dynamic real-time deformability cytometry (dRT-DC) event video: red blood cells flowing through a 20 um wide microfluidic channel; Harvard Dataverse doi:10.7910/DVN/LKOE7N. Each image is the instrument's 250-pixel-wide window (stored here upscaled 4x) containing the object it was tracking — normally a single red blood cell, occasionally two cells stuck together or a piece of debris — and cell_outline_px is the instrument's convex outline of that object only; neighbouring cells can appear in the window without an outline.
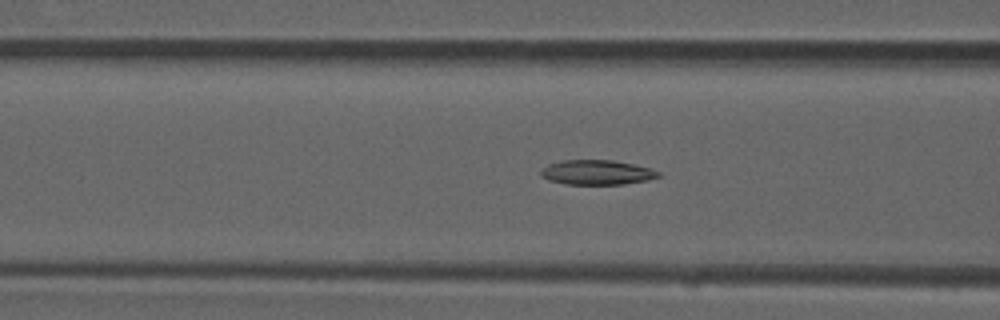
{"species": "common noctule bat (a hibernating species)", "species_latin": "Nyctalus noctula", "temperature_condition": "room temperature", "stored_images_in_passage": 52, "camera_frame_rate_fps": 3000, "um_per_image_px": 0.085, "animal": {"sex": "male", "forearm_length_mm": 52.5}, "frame": {"image": 1, "passage_image": 20, "time_ms": 6.333, "image_size_px": [1000, 320], "cell_outline_px": [[664, 176], [648, 180], [624, 184], [568, 184], [548, 180], [540, 176], [540, 172], [548, 164], [564, 160], [612, 160], [652, 168], [660, 172]], "centroid_in_image_um": [50.78, 14.65], "position_along_channel_um": 115.8, "area_um2": 16.99}}
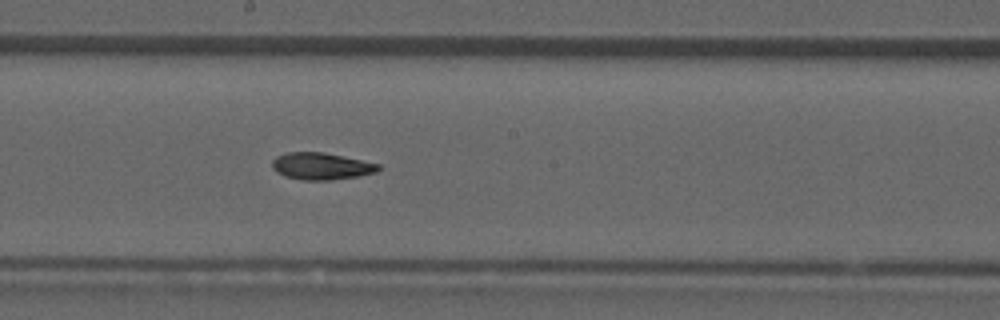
{"frame": {"image": 2, "passage_image": 28, "time_ms": 9.0, "image_size_px": [1000, 320], "cell_outline_px": [[380, 168], [376, 172], [356, 176], [332, 180], [304, 180], [284, 176], [276, 172], [272, 168], [272, 160], [276, 156], [288, 152], [324, 152], [380, 164]], "centroid_in_image_um": [27.27, 14.12], "position_along_channel_um": 220.9, "area_um2": 16.65}}
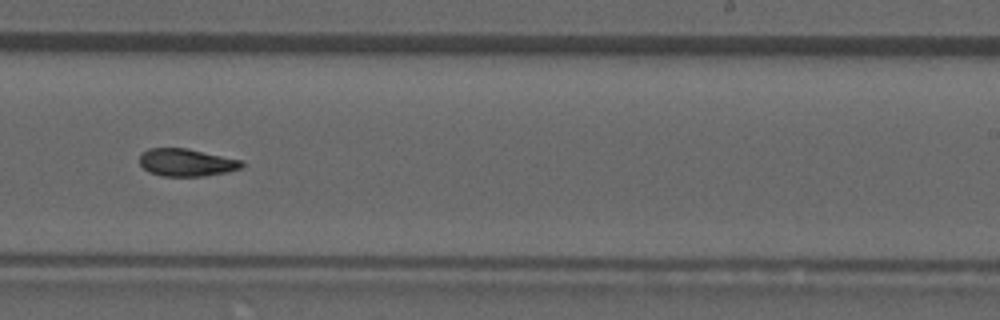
{"frame": {"image": 3, "passage_image": 32, "time_ms": 10.333, "image_size_px": [1000, 320], "cell_outline_px": [[244, 164], [240, 168], [228, 172], [204, 176], [160, 176], [148, 172], [140, 164], [140, 156], [148, 148], [188, 148], [244, 160]], "centroid_in_image_um": [15.88, 13.81], "position_along_channel_um": 273.1, "area_um2": 16.59}, "authors_computed_cell_mechanics": {"area_um2": 16.8487, "velocity_mm_per_s": 3.9441, "shape_relaxation_time_tau1_ms": null, "shape_relaxation_time_tau2_ms": 6.4552, "deformation_change_tau1": null, "deformation_change_tau2": 0.1282}}